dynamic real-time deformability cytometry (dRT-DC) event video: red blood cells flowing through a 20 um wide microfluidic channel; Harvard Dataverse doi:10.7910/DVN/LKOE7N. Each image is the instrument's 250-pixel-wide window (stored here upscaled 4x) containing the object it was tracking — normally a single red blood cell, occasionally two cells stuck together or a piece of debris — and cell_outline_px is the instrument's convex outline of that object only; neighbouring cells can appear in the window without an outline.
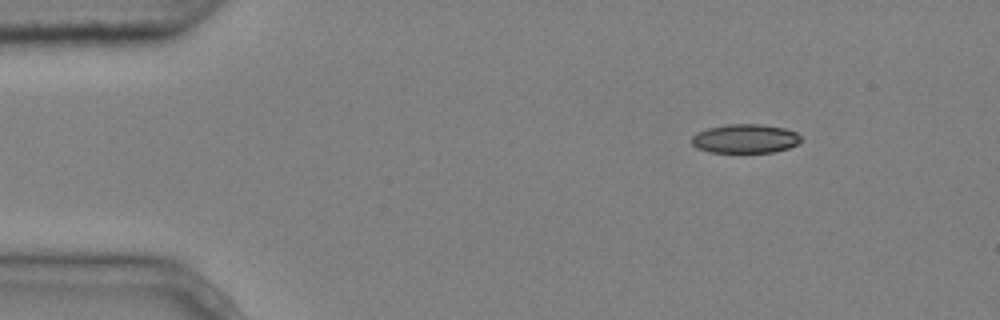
{"species": "common noctule bat (a hibernating species)", "species_latin": "Nyctalus noctula", "temperature_condition": "cold", "stored_images_in_passage": 5, "camera_frame_rate_fps": 3000, "um_per_image_px": 0.085, "animal": {"sex": "male", "body_mass_g": 20.4}, "frame": {"image": 1, "passage_image": 1, "time_ms": 0.0, "image_size_px": [1000, 320], "cell_outline_px": [[804, 140], [788, 148], [772, 152], [708, 152], [696, 148], [692, 144], [692, 136], [696, 132], [708, 128], [728, 124], [760, 124], [784, 128], [796, 132]], "centroid_in_image_um": [63.33, 11.78], "position_along_channel_um": 21.7, "area_um2": 18.5}}
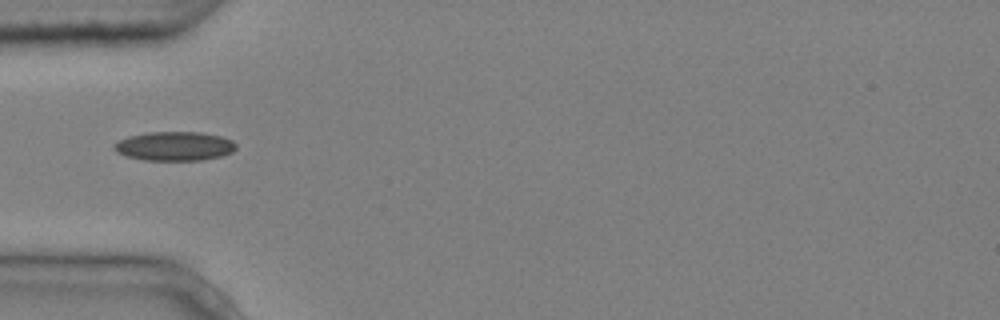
{"frame": {"image": 2, "passage_image": 4, "time_ms": 1.0, "image_size_px": [1000, 320], "cell_outline_px": [[236, 148], [232, 152], [220, 156], [200, 160], [144, 160], [128, 156], [116, 152], [112, 148], [112, 144], [128, 136], [148, 132], [200, 132], [220, 136], [232, 140], [236, 144]], "centroid_in_image_um": [14.81, 12.42], "position_along_channel_um": 70.2, "area_um2": 20.63}}
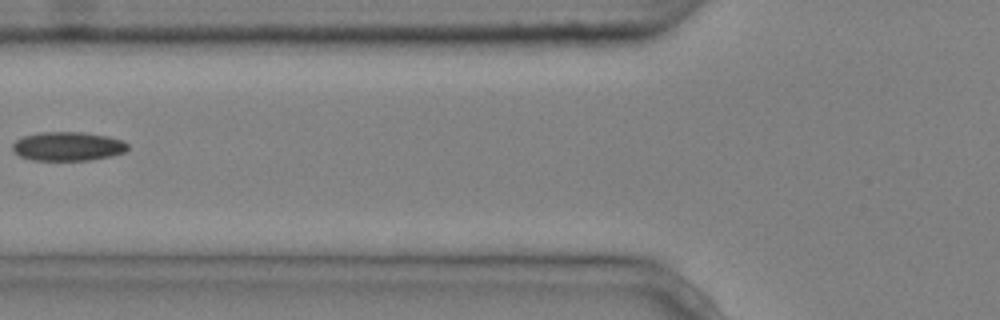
{"frame": {"image": 3, "passage_image": 5, "time_ms": 1.333, "image_size_px": [1000, 320], "cell_outline_px": [[128, 148], [124, 152], [112, 156], [92, 160], [32, 160], [20, 156], [12, 152], [12, 144], [16, 140], [24, 136], [40, 132], [84, 132], [108, 136], [124, 140], [128, 144]], "centroid_in_image_um": [5.77, 12.44], "position_along_channel_um": 120.0, "area_um2": 19.65}}